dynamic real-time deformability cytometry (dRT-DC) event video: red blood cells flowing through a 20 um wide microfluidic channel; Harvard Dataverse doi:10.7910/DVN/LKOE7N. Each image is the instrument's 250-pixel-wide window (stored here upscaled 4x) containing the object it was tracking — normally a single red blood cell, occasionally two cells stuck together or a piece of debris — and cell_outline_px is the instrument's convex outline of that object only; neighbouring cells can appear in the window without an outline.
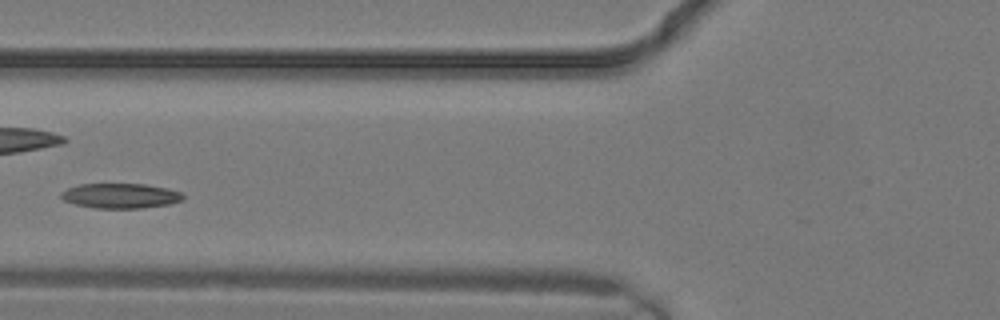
{"species": "common noctule bat (a hibernating species)", "species_latin": "Nyctalus noctula", "temperature_condition": "warm", "stored_images_in_passage": 4, "camera_frame_rate_fps": 3000, "um_per_image_px": 0.085, "animal": {"sex": "male", "body_mass_g": 19.2, "forearm_length_mm": 51.8}, "frame": {"image": 1, "passage_image": 3, "time_ms": 0.667, "image_size_px": [1000, 320], "cell_outline_px": [[184, 196], [180, 200], [168, 204], [140, 208], [92, 208], [76, 204], [64, 200], [60, 196], [60, 192], [68, 188], [80, 184], [144, 184], [168, 188], [184, 192]], "centroid_in_image_um": [10.24, 16.63], "position_along_channel_um": 115.6, "area_um2": 17.69}}